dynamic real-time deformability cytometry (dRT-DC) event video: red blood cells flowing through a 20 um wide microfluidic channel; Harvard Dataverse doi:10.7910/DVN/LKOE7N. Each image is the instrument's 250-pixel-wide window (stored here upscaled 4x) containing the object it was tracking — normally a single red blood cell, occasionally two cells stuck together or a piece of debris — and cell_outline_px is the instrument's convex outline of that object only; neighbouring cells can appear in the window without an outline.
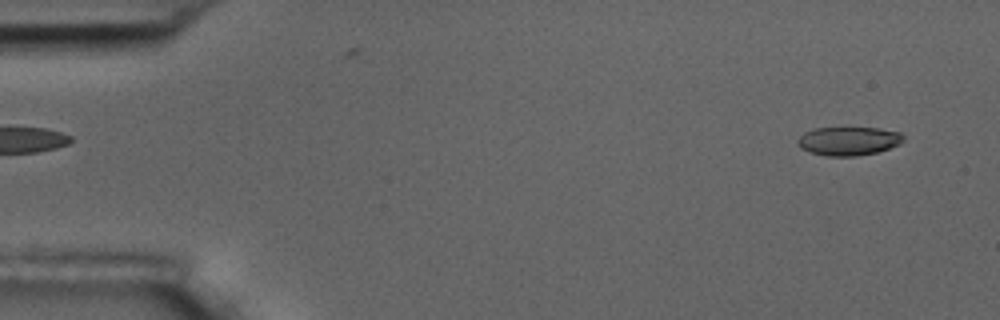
{"species": "common noctule bat (a hibernating species)", "species_latin": "Nyctalus noctula", "temperature_condition": "room temperature", "stored_images_in_passage": 2, "camera_frame_rate_fps": 3000, "um_per_image_px": 0.085, "animal": {"sex": "male", "body_mass_g": 17.5, "forearm_length_mm": 52.3}, "frame": {"image": 1, "passage_image": 2, "time_ms": 1.333, "image_size_px": [1000, 320], "cell_outline_px": [[904, 140], [900, 144], [876, 152], [856, 156], [828, 156], [808, 152], [800, 148], [796, 144], [796, 140], [804, 132], [812, 128], [844, 124], [880, 128], [900, 132], [904, 136]], "centroid_in_image_um": [72.08, 11.92], "position_along_channel_um": 12.9, "area_um2": 18.79}}